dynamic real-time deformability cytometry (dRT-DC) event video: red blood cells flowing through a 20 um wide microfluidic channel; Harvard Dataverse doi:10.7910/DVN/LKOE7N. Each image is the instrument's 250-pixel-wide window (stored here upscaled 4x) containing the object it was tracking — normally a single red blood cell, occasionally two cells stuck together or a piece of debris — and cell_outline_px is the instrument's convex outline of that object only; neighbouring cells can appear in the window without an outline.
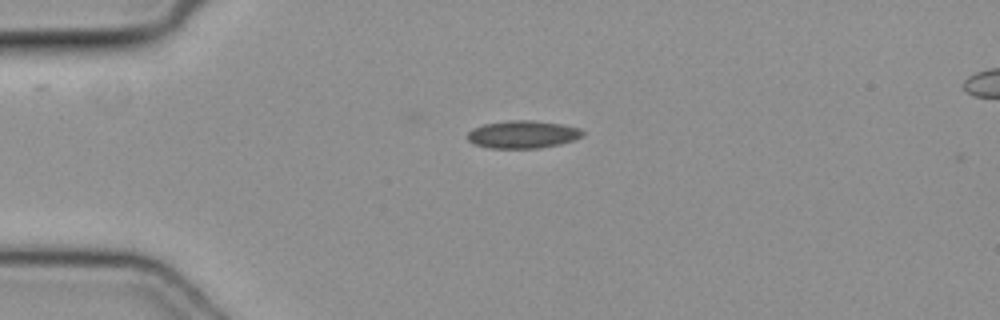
{"species": "common noctule bat (a hibernating species)", "species_latin": "Nyctalus noctula", "temperature_condition": "cold", "stored_images_in_passage": 33, "camera_frame_rate_fps": 3000, "um_per_image_px": 0.085, "animal": {"sex": "female", "body_mass_g": 19.3, "forearm_length_mm": 54.1}, "frame": {"image": 1, "passage_image": 1, "time_ms": 0.0, "image_size_px": [1000, 320], "cell_outline_px": [[584, 136], [560, 144], [540, 148], [488, 148], [476, 144], [468, 140], [468, 132], [472, 128], [484, 124], [508, 120], [532, 120], [564, 124], [580, 128], [584, 132]], "centroid_in_image_um": [44.46, 11.42], "position_along_channel_um": 40.5, "area_um2": 18.67}}
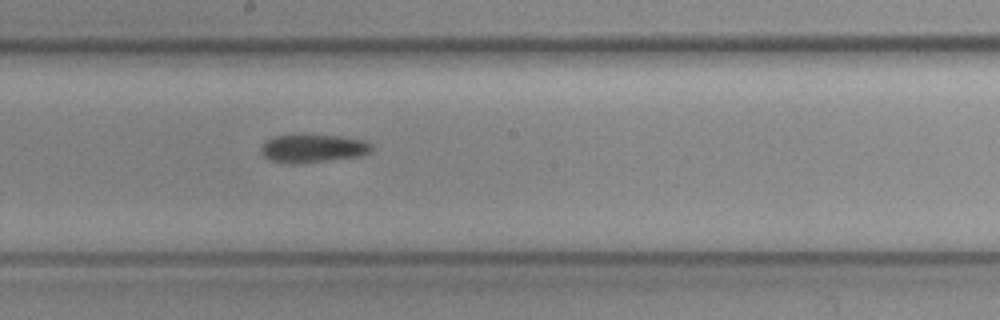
{"frame": {"image": 2, "passage_image": 16, "time_ms": 5.0, "image_size_px": [1000, 320], "cell_outline_px": [[372, 152], [364, 156], [300, 164], [288, 164], [272, 160], [264, 156], [260, 152], [260, 148], [272, 136], [308, 132], [364, 140], [372, 144]], "centroid_in_image_um": [26.62, 12.59], "position_along_channel_um": 221.6, "area_um2": 19.02}}
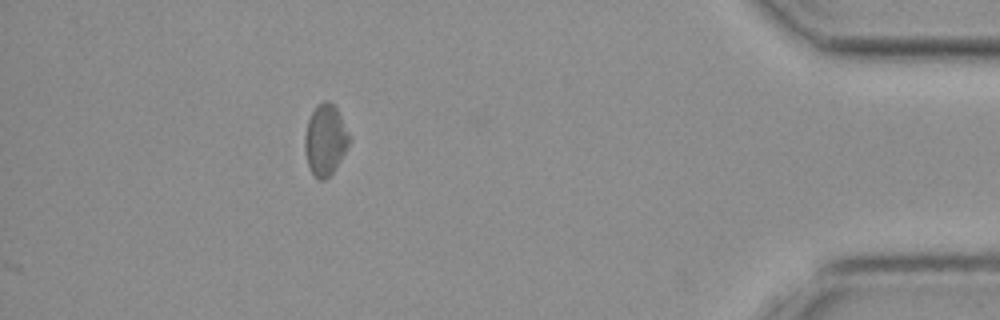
{"frame": {"image": 3, "passage_image": 33, "time_ms": 10.667, "image_size_px": [1000, 320], "cell_outline_px": [[348, 144], [336, 168], [324, 180], [316, 180], [308, 164], [304, 148], [304, 136], [308, 120], [316, 104], [324, 100], [328, 100], [336, 108], [348, 132]], "centroid_in_image_um": [27.61, 11.88], "position_along_channel_um": 407.6, "area_um2": 18.09}}